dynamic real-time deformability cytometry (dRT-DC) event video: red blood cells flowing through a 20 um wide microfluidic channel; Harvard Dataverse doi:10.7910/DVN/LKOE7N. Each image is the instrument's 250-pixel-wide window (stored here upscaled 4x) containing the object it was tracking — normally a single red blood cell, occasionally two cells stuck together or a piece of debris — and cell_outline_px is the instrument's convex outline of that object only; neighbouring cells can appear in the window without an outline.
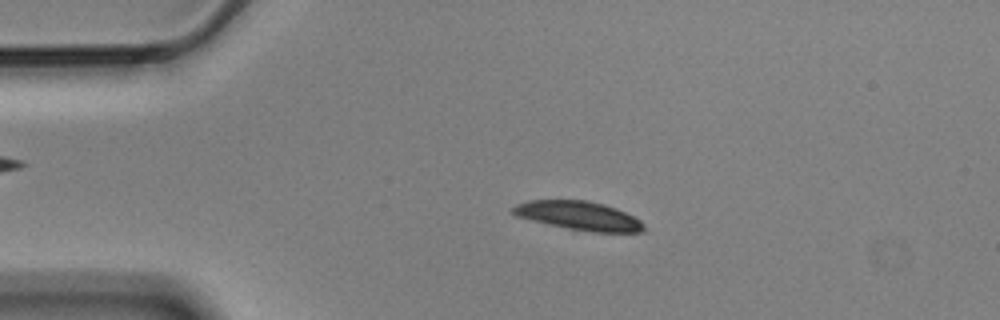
{"species": "Egyptian fruit bat (a non-hibernating species)", "species_latin": "Rousettus aegyptiacus", "temperature_condition": "cold", "stored_images_in_passage": 57, "camera_frame_rate_fps": 3000, "um_per_image_px": 0.085, "animal": {"sex": "male"}, "frame": {"image": 1, "passage_image": 12, "time_ms": 3.667, "image_size_px": [1000, 320], "cell_outline_px": [[644, 232], [592, 232], [568, 228], [548, 224], [516, 216], [512, 212], [512, 208], [516, 204], [528, 200], [588, 200], [604, 204], [616, 208], [640, 220], [644, 228]], "centroid_in_image_um": [49.19, 18.33], "position_along_channel_um": 35.8, "area_um2": 21.79}}
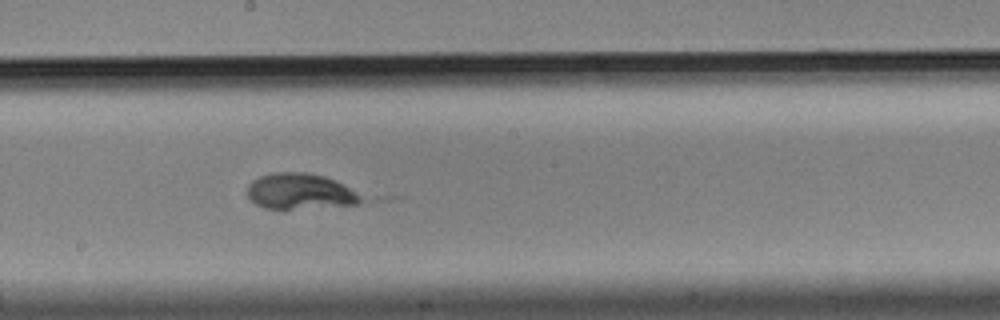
{"frame": {"image": 2, "passage_image": 31, "time_ms": 10.0, "image_size_px": [1000, 320], "cell_outline_px": [[368, 200], [360, 204], [280, 212], [264, 208], [256, 204], [248, 196], [248, 184], [252, 180], [260, 176], [276, 172], [308, 172], [324, 176], [336, 180]], "centroid_in_image_um": [25.52, 16.32], "position_along_channel_um": 222.7, "area_um2": 24.74}}
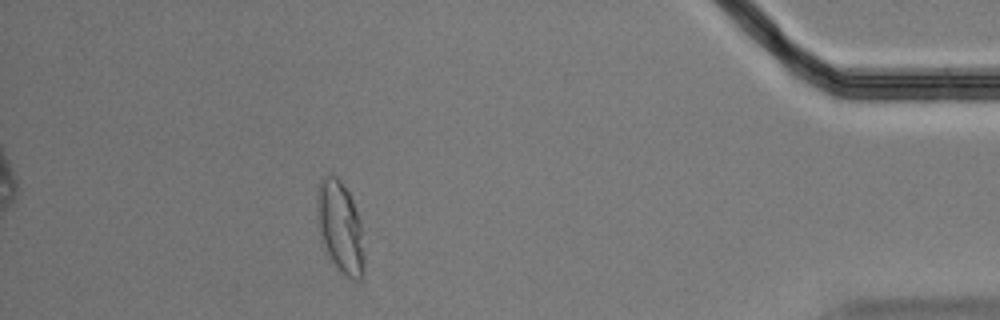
{"frame": {"image": 3, "passage_image": 51, "time_ms": 16.667, "image_size_px": [1000, 320], "cell_outline_px": [[364, 276], [360, 280], [352, 280], [340, 272], [328, 256], [320, 232], [316, 216], [316, 192], [320, 180], [324, 176], [332, 172], [340, 180], [348, 192], [352, 200], [360, 224], [364, 252]], "centroid_in_image_um": [28.9, 19.31], "position_along_channel_um": 406.3, "area_um2": 25.32}}